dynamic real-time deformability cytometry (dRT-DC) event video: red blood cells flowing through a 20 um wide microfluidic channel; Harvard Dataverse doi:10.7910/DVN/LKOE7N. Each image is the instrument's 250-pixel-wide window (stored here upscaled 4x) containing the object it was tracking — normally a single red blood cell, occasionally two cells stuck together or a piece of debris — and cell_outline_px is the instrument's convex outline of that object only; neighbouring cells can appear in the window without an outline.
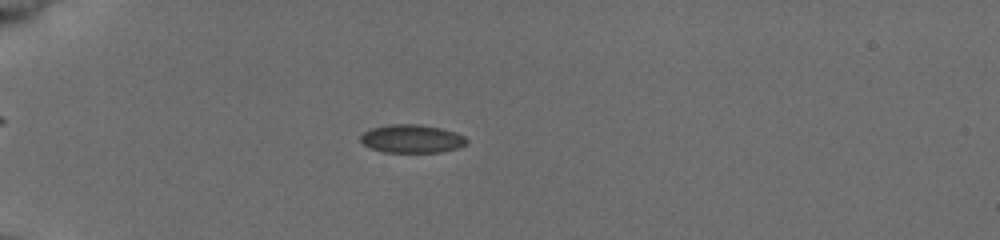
{"species": "common noctule bat (a hibernating species)", "species_latin": "Nyctalus noctula", "temperature_condition": "cold", "stored_images_in_passage": 50, "camera_frame_rate_fps": 3000, "um_per_image_px": 0.085, "animal": {"sex": "female", "body_mass_g": 19.5, "forearm_length_mm": 54.1}, "frame": {"image": 1, "passage_image": 12, "time_ms": 3.667, "image_size_px": [1000, 240], "cell_outline_px": [[468, 140], [464, 144], [456, 148], [440, 152], [384, 152], [372, 148], [364, 144], [360, 140], [360, 136], [368, 128], [388, 124], [420, 124], [440, 128], [456, 132], [464, 136]], "centroid_in_image_um": [34.97, 11.78], "position_along_channel_um": 50.0, "area_um2": 17.46}}
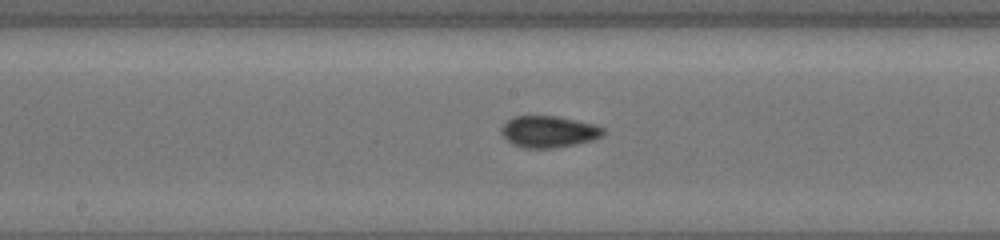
{"frame": {"image": 2, "passage_image": 26, "time_ms": 8.333, "image_size_px": [1000, 240], "cell_outline_px": [[604, 132], [600, 136], [592, 140], [576, 144], [556, 148], [524, 148], [508, 140], [500, 132], [504, 124], [508, 120], [516, 116], [560, 116], [592, 124], [604, 128]], "centroid_in_image_um": [46.65, 11.19], "position_along_channel_um": 201.6, "area_um2": 18.5}}
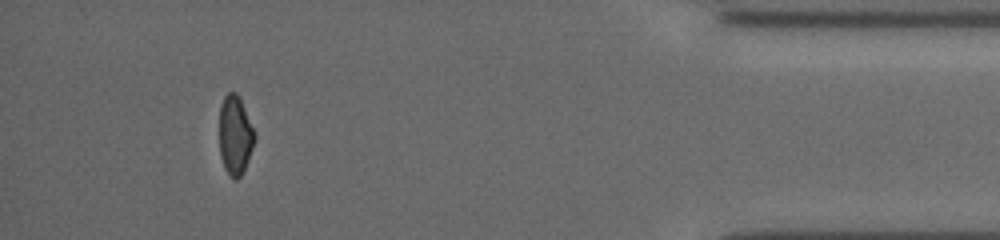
{"frame": {"image": 3, "passage_image": 46, "time_ms": 15.0, "image_size_px": [1000, 240], "cell_outline_px": [[256, 136], [252, 148], [244, 168], [240, 176], [236, 180], [224, 168], [220, 156], [220, 108], [224, 96], [228, 92], [236, 92], [240, 96]], "centroid_in_image_um": [19.98, 11.45], "position_along_channel_um": 415.2, "area_um2": 16.01}, "authors_computed_cell_mechanics": {"area_um2": 17.4556, "velocity_mm_per_s": 3.9028, "shape_relaxation_time_tau1_ms": 4.9427, "shape_relaxation_time_tau2_ms": 0.8957, "deformation_change_tau1": 0.1025, "deformation_change_tau2": 0.0465}}